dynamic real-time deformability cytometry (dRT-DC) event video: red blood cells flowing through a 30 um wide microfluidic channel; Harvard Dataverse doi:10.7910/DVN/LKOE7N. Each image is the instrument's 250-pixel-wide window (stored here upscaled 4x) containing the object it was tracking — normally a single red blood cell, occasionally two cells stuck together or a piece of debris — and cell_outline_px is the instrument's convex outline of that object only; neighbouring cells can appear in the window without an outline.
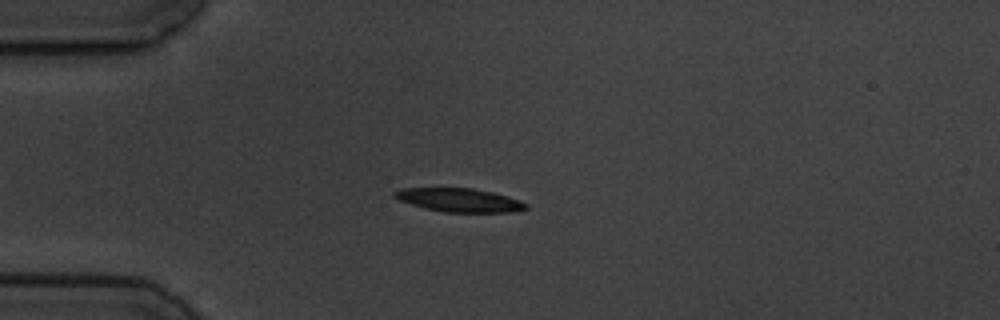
{"species": "common noctule bat (a hibernating species)", "species_latin": "Nyctalus noctula", "temperature_condition": "cold", "stored_images_in_passage": 5, "camera_frame_rate_fps": 3000, "um_per_image_px": 0.085, "animal": {"sex": "male", "body_mass_g": 19.5, "forearm_length_mm": 54.6}, "frame": {"image": 1, "passage_image": 4, "time_ms": 3.333, "image_size_px": [1000, 320], "cell_outline_px": [[528, 208], [516, 212], [444, 212], [424, 208], [400, 200], [392, 196], [392, 192], [400, 188], [472, 188], [492, 192], [508, 196], [520, 200], [528, 204]], "centroid_in_image_um": [39.06, 17.0], "position_along_channel_um": 45.9, "area_um2": 18.15}}